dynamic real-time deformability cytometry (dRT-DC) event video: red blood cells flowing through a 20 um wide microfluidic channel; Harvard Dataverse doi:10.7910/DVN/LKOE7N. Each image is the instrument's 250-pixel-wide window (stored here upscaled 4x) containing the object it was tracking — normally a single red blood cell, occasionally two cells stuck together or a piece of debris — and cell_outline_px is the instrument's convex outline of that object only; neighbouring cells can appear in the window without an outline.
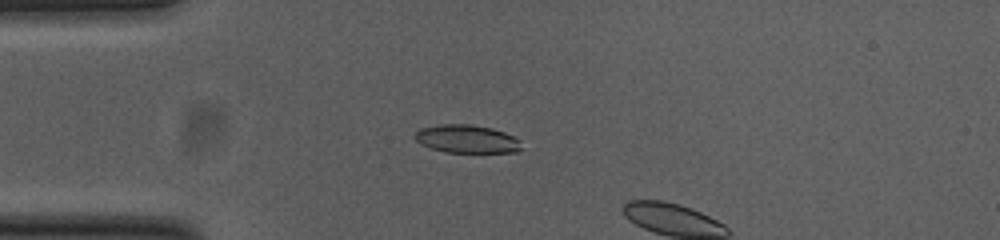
{"species": "common noctule bat (a hibernating species)", "species_latin": "Nyctalus noctula", "temperature_condition": "cold", "stored_images_in_passage": 13, "camera_frame_rate_fps": 3000, "um_per_image_px": 0.085, "animal": {"sex": "female", "body_mass_g": 23.0, "forearm_length_mm": 53.4}, "frame": {"image": 1, "passage_image": 11, "time_ms": 3.333, "image_size_px": [1000, 240], "cell_outline_px": [[520, 148], [516, 152], [444, 152], [432, 148], [416, 140], [412, 136], [420, 128], [440, 124], [468, 124], [492, 128], [504, 132], [520, 140]], "centroid_in_image_um": [39.66, 11.8], "position_along_channel_um": 45.3, "area_um2": 17.28}}